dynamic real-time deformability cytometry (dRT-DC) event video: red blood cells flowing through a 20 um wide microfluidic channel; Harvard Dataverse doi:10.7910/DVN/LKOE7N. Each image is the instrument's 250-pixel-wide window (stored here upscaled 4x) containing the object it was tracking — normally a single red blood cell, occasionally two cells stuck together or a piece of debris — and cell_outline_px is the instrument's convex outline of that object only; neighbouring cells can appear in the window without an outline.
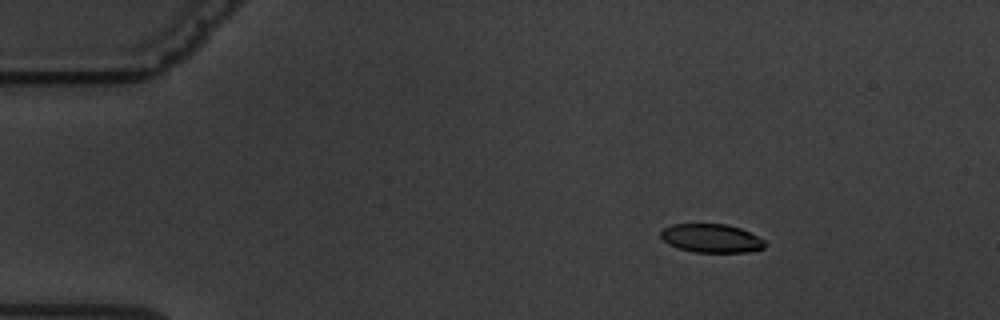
{"species": "common noctule bat (a hibernating species)", "species_latin": "Nyctalus noctula", "temperature_condition": "warm", "stored_images_in_passage": 9, "camera_frame_rate_fps": 3000, "um_per_image_px": 0.085, "animal": {"sex": "male", "body_mass_g": 19.5, "forearm_length_mm": 54.6}, "frame": {"image": 1, "passage_image": 2, "time_ms": 1.333, "image_size_px": [1000, 320], "cell_outline_px": [[764, 248], [748, 252], [696, 252], [680, 248], [668, 244], [660, 236], [660, 232], [664, 228], [672, 224], [728, 224], [740, 228], [764, 240]], "centroid_in_image_um": [60.45, 20.25], "position_along_channel_um": 24.6, "area_um2": 17.17}}
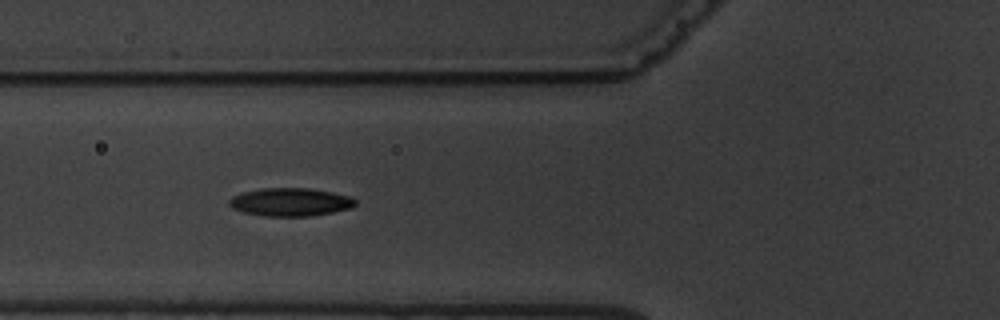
{"frame": {"image": 2, "passage_image": 6, "time_ms": 5.667, "image_size_px": [1000, 320], "cell_outline_px": [[356, 204], [352, 208], [332, 212], [308, 216], [264, 216], [244, 212], [232, 208], [228, 204], [228, 200], [232, 196], [244, 192], [260, 188], [308, 188], [332, 192], [352, 196], [356, 200]], "centroid_in_image_um": [24.69, 17.17], "position_along_channel_um": 101.1, "area_um2": 20.75}}
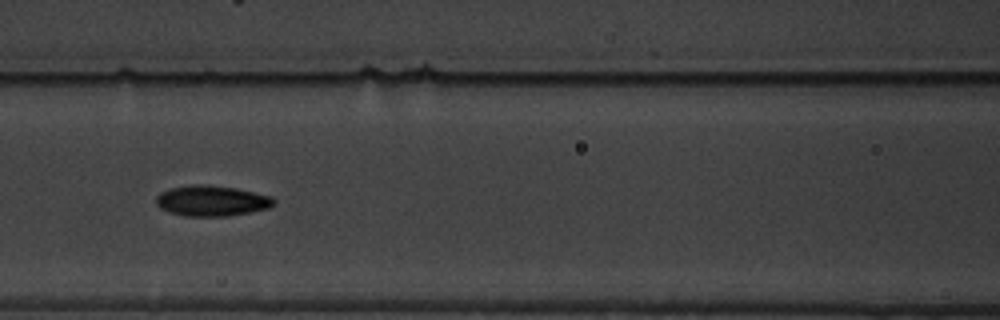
{"frame": {"image": 3, "passage_image": 7, "time_ms": 7.0, "image_size_px": [1000, 320], "cell_outline_px": [[276, 204], [268, 208], [248, 212], [224, 216], [184, 216], [168, 212], [160, 208], [156, 204], [156, 196], [160, 192], [168, 188], [200, 184], [208, 184], [236, 188], [272, 196], [276, 200]], "centroid_in_image_um": [17.98, 17.06], "position_along_channel_um": 148.6, "area_um2": 21.1}}